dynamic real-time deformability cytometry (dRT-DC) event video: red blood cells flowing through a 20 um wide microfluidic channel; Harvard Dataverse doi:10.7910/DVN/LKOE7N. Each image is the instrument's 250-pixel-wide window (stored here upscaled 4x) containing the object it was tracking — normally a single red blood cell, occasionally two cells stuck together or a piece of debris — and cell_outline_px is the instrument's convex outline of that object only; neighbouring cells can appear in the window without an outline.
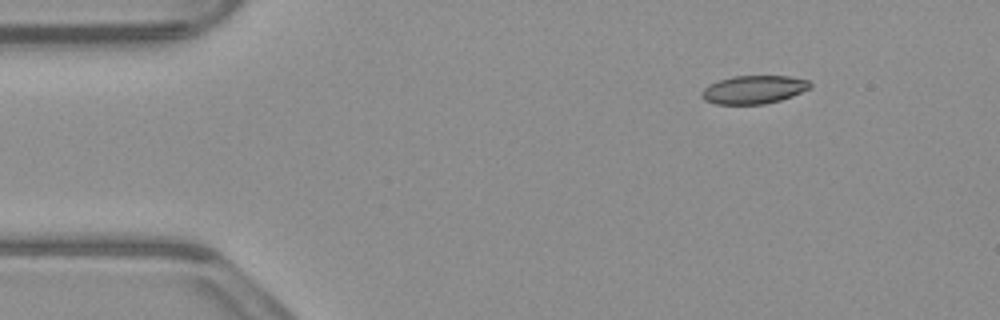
{"species": "common noctule bat (a hibernating species)", "species_latin": "Nyctalus noctula", "temperature_condition": "warm", "stored_images_in_passage": 48, "camera_frame_rate_fps": 3000, "um_per_image_px": 0.085, "animal": {"sex": "male", "body_mass_g": 23.1, "forearm_length_mm": 52.7}, "frame": {"image": 1, "passage_image": 1, "time_ms": 0.0, "image_size_px": [1000, 320], "cell_outline_px": [[812, 84], [808, 88], [792, 96], [780, 100], [764, 104], [716, 104], [704, 100], [700, 96], [700, 92], [704, 88], [720, 80], [732, 76], [788, 76], [808, 80]], "centroid_in_image_um": [64.04, 7.62], "position_along_channel_um": 21.0, "area_um2": 17.69}}
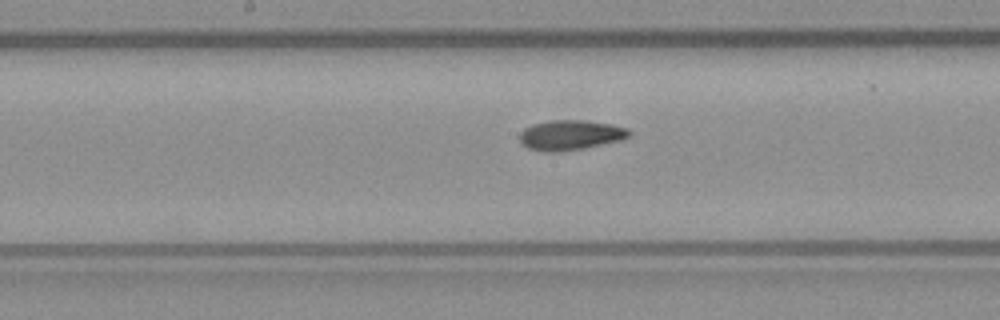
{"frame": {"image": 2, "passage_image": 21, "time_ms": 6.667, "image_size_px": [1000, 320], "cell_outline_px": [[632, 136], [620, 140], [584, 148], [560, 152], [544, 152], [528, 148], [520, 144], [520, 132], [524, 128], [532, 124], [548, 120], [580, 120], [612, 124], [628, 128], [632, 132]], "centroid_in_image_um": [48.48, 11.48], "position_along_channel_um": 199.7, "area_um2": 19.36}}
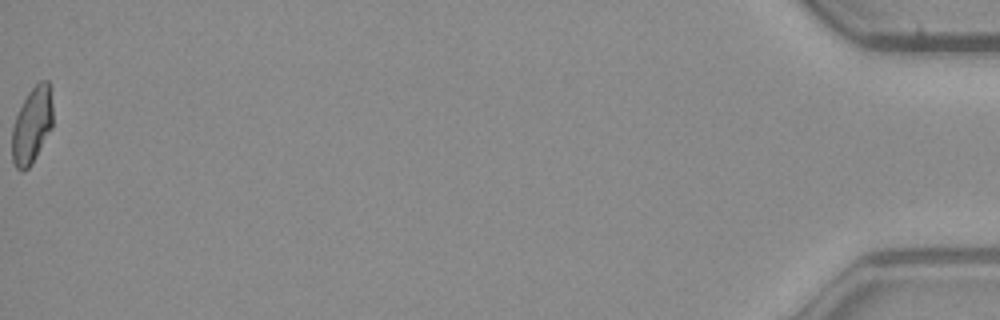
{"frame": {"image": 3, "passage_image": 48, "time_ms": 15.667, "image_size_px": [1000, 320], "cell_outline_px": [[52, 128], [32, 164], [24, 172], [20, 172], [16, 168], [12, 160], [12, 128], [16, 116], [28, 92], [40, 80], [48, 80], [52, 104]], "centroid_in_image_um": [2.71, 10.69], "position_along_channel_um": 432.5, "area_um2": 18.15}, "authors_computed_cell_mechanics": {"area_um2": 18.5249, "velocity_mm_per_s": 3.844, "shape_relaxation_time_tau1_ms": 7.6844, "shape_relaxation_time_tau2_ms": 3.5749, "deformation_change_tau1": 0.1873, "deformation_change_tau2": 0.1043}}